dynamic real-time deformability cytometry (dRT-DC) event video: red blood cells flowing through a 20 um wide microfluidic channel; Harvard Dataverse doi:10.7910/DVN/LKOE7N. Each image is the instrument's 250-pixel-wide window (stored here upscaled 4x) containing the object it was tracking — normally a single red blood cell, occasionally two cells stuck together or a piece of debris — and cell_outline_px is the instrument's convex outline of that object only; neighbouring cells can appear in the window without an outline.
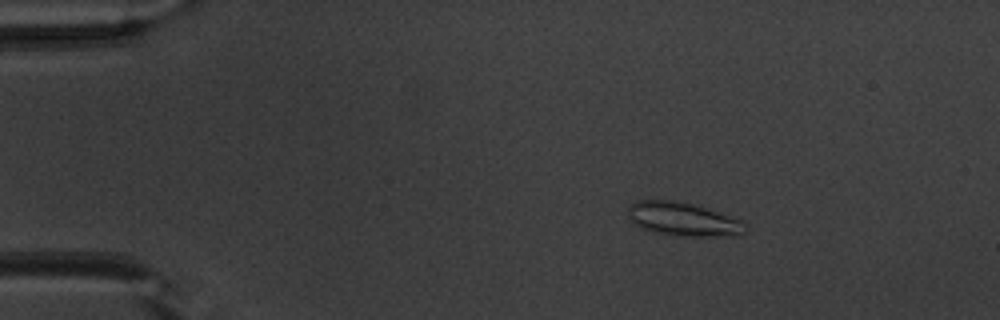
{"species": "common noctule bat (a hibernating species)", "species_latin": "Nyctalus noctula", "temperature_condition": "warm", "stored_images_in_passage": 51, "camera_frame_rate_fps": 3000, "um_per_image_px": 0.085, "animal": {"sex": "male", "body_mass_g": 20.1, "forearm_length_mm": 53.5}, "frame": {"image": 1, "passage_image": 9, "time_ms": 2.667, "image_size_px": [1000, 320], "cell_outline_px": [[748, 224], [736, 236], [684, 236], [656, 232], [640, 228], [632, 224], [628, 216], [628, 208], [636, 200], [672, 200], [692, 204], [744, 220]], "centroid_in_image_um": [58.04, 18.63], "position_along_channel_um": 27.0, "area_um2": 22.89}}
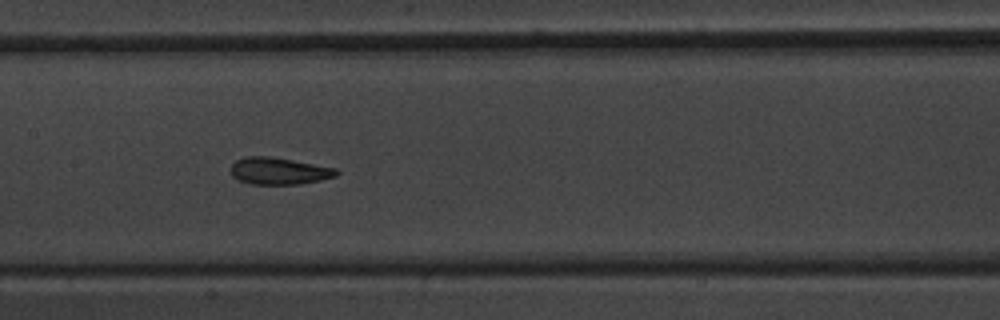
{"frame": {"image": 2, "passage_image": 26, "time_ms": 8.333, "image_size_px": [1000, 320], "cell_outline_px": [[340, 172], [336, 176], [320, 180], [300, 184], [252, 184], [240, 180], [232, 176], [232, 164], [236, 160], [244, 156], [268, 156], [292, 160], [336, 168]], "centroid_in_image_um": [23.72, 14.53], "position_along_channel_um": 183.7, "area_um2": 16.47}}
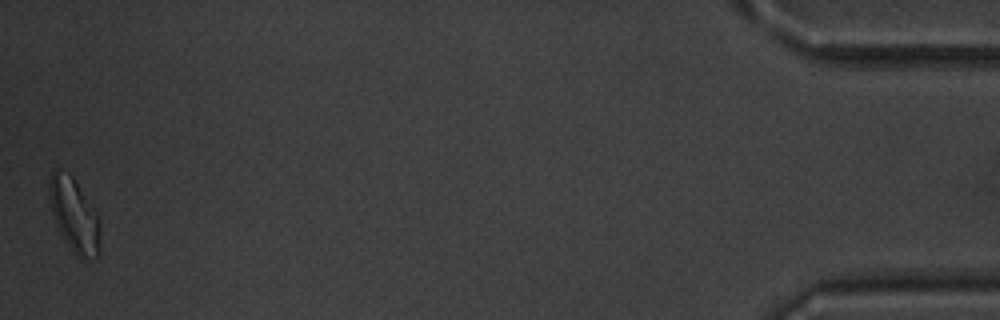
{"frame": {"image": 3, "passage_image": 51, "time_ms": 16.667, "image_size_px": [1000, 320], "cell_outline_px": [[100, 252], [92, 260], [80, 260], [72, 252], [60, 232], [56, 224], [52, 212], [48, 196], [48, 180], [52, 172], [56, 168], [68, 172], [72, 176], [100, 220]], "centroid_in_image_um": [6.3, 18.33], "position_along_channel_um": 428.9, "area_um2": 22.08}, "authors_computed_cell_mechanics": {"area_um2": 17.8024, "velocity_mm_per_s": 4.0012, "shape_relaxation_time_tau1_ms": 6.6884, "shape_relaxation_time_tau2_ms": 1.919, "deformation_change_tau1": 0.1304, "deformation_change_tau2": 0.0955}}